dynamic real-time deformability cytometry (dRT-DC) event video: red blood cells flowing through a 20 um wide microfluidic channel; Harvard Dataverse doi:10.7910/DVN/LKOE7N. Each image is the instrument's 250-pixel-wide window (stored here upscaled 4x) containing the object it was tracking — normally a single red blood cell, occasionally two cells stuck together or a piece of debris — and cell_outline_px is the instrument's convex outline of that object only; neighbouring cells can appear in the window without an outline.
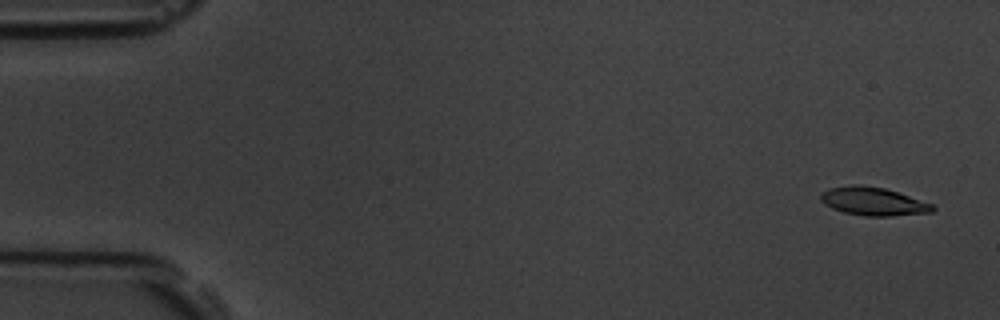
{"species": "common noctule bat (a hibernating species)", "species_latin": "Nyctalus noctula", "temperature_condition": "room temperature", "stored_images_in_passage": 5, "segment_of_instrument_passage": [1, 2], "camera_frame_rate_fps": 3000, "um_per_image_px": 0.085, "animal": {"sex": "male", "body_mass_g": 19.5, "forearm_length_mm": 54.6}, "frame": {"image": 1, "passage_image": 1, "time_ms": 0.0, "image_size_px": [1000, 320], "cell_outline_px": [[936, 208], [932, 212], [892, 216], [864, 216], [844, 212], [832, 208], [824, 204], [820, 200], [820, 196], [828, 188], [852, 184], [860, 184], [884, 188], [932, 204]], "centroid_in_image_um": [74.19, 17.12], "position_along_channel_um": 10.8, "area_um2": 18.32}}